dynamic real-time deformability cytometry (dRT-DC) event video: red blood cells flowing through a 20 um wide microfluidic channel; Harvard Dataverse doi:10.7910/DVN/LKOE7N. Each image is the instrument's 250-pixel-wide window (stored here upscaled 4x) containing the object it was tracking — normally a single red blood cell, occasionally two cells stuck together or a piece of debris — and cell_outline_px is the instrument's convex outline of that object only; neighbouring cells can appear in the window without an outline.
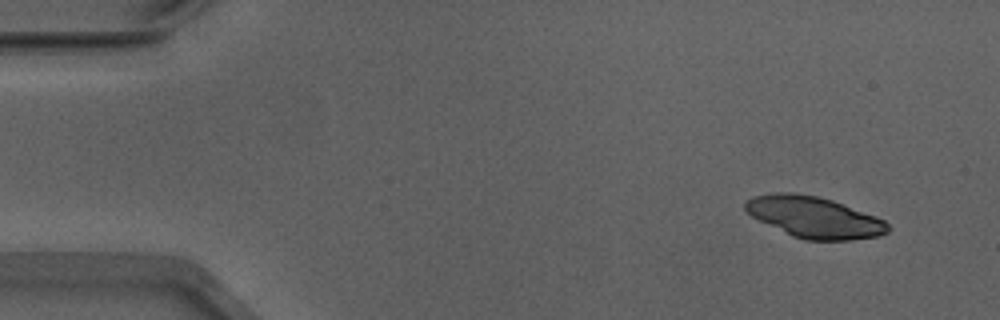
{"species": "Egyptian fruit bat (a non-hibernating species)", "species_latin": "Rousettus aegyptiacus", "temperature_condition": "warm", "stored_images_in_passage": 16, "camera_frame_rate_fps": 3000, "um_per_image_px": 0.085, "animal": {"sex": "male"}, "frame": {"image": 1, "passage_image": 1, "time_ms": 0.0, "image_size_px": [1000, 320], "cell_outline_px": [[892, 228], [888, 232], [880, 236], [852, 240], [804, 240], [792, 236], [752, 216], [744, 208], [744, 204], [752, 196], [776, 192], [792, 192], [816, 196], [832, 200], [876, 216], [884, 220]], "centroid_in_image_um": [69.24, 18.47], "position_along_channel_um": 15.8, "area_um2": 34.16}}